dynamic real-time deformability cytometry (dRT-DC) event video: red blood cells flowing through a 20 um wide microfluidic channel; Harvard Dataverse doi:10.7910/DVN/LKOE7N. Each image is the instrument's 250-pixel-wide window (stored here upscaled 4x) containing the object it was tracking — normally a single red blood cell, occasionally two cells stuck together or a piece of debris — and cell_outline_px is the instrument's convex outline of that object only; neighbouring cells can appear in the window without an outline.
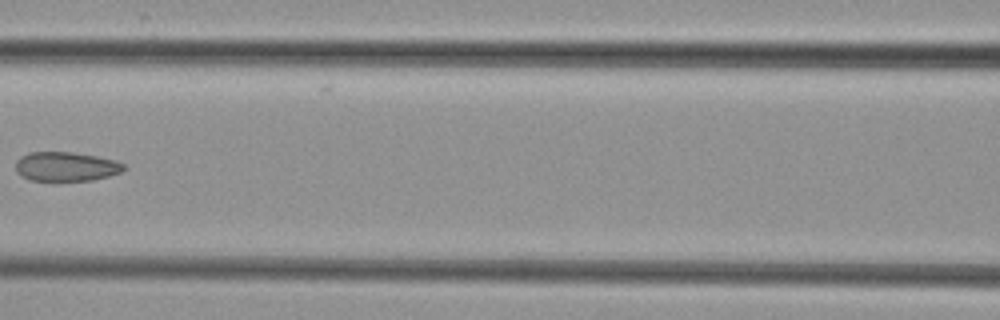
{"species": "common noctule bat (a hibernating species)", "species_latin": "Nyctalus noctula", "temperature_condition": "cold", "stored_images_in_passage": 9, "camera_frame_rate_fps": 3000, "um_per_image_px": 0.085, "animal": {"sex": "female", "body_mass_g": 29.2, "forearm_length_mm": 56.3}, "frame": {"image": 1, "passage_image": 8, "time_ms": 8.333, "image_size_px": [1000, 320], "cell_outline_px": [[128, 168], [120, 172], [108, 176], [92, 180], [28, 180], [20, 176], [16, 172], [16, 160], [20, 156], [28, 152], [72, 152], [96, 156], [116, 160], [124, 164]], "centroid_in_image_um": [5.59, 14.15], "position_along_channel_um": 161.0, "area_um2": 18.55}}
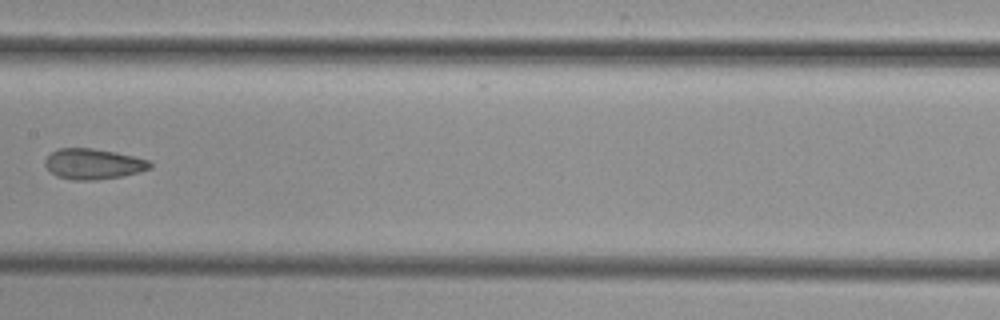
{"frame": {"image": 2, "passage_image": 9, "time_ms": 9.333, "image_size_px": [1000, 320], "cell_outline_px": [[152, 168], [140, 172], [120, 176], [96, 180], [72, 180], [56, 176], [44, 164], [44, 160], [52, 152], [60, 148], [92, 148], [116, 152], [148, 160], [152, 164]], "centroid_in_image_um": [7.93, 13.94], "position_along_channel_um": 199.5, "area_um2": 18.61}}